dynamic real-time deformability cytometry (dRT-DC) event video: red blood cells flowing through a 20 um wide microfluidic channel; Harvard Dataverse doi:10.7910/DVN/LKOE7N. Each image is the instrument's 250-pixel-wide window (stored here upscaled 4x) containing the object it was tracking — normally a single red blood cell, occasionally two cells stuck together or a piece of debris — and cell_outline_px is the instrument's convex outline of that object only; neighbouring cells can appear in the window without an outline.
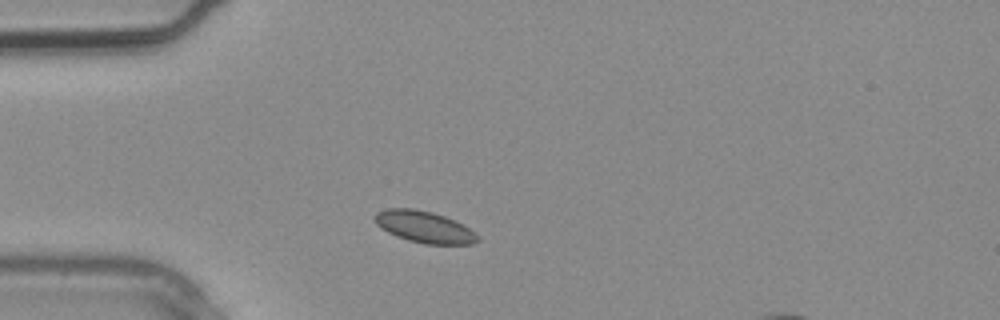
{"species": "common noctule bat (a hibernating species)", "species_latin": "Nyctalus noctula", "temperature_condition": "warm", "stored_images_in_passage": 3, "segment_of_instrument_passage": [1, 2], "camera_frame_rate_fps": 3000, "um_per_image_px": 0.085, "animal": {"sex": "male", "body_mass_g": 20.4}, "frame": {"image": 1, "passage_image": 2, "time_ms": 0.333, "image_size_px": [1000, 320], "cell_outline_px": [[480, 240], [472, 244], [424, 244], [408, 240], [396, 236], [380, 228], [376, 224], [372, 216], [376, 212], [388, 208], [412, 208], [432, 212], [456, 220], [464, 224]], "centroid_in_image_um": [36.02, 19.28], "position_along_channel_um": 49.0, "area_um2": 19.02}}